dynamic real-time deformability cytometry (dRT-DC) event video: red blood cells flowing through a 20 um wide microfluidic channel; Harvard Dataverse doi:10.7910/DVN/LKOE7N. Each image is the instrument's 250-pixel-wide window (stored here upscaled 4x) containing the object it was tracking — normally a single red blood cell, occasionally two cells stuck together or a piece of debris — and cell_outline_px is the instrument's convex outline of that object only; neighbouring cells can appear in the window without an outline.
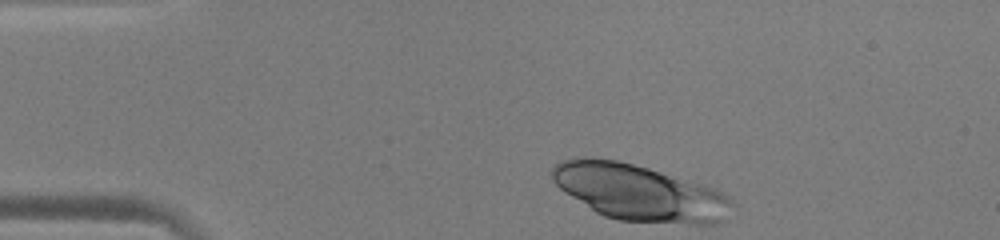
{"species": "human", "species_latin": "Homo sapiens", "temperature_condition": "warm", "stored_images_in_passage": 40, "camera_frame_rate_fps": 3000, "um_per_image_px": 0.085, "donor": {"sex": "male"}, "frame": {"image": 1, "passage_image": 1, "time_ms": 0.0, "image_size_px": [1000, 240], "cell_outline_px": [[736, 204], [716, 224], [692, 224], [620, 220], [604, 216], [596, 212], [564, 192], [552, 180], [552, 168], [556, 164], [564, 160], [580, 156], [592, 156], [616, 160], [648, 168], [716, 188], [728, 196]], "centroid_in_image_um": [54.33, 16.35], "position_along_channel_um": 30.7, "area_um2": 58.72}}
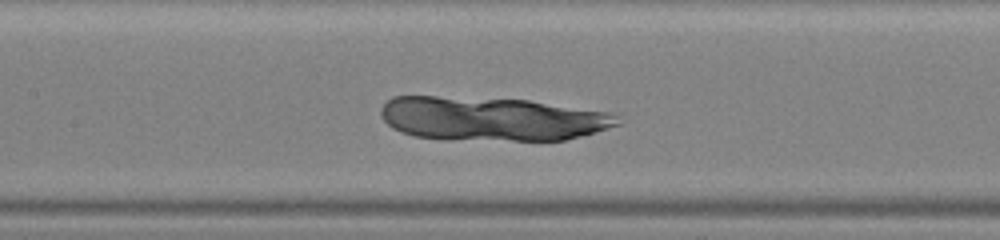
{"frame": {"image": 2, "passage_image": 16, "time_ms": 5.0, "image_size_px": [1000, 240], "cell_outline_px": [[620, 124], [608, 128], [564, 140], [440, 140], [412, 136], [400, 132], [392, 128], [380, 116], [380, 108], [392, 96], [436, 96], [528, 100], [616, 112], [620, 116]], "centroid_in_image_um": [41.8, 10.1], "position_along_channel_um": 165.6, "area_um2": 61.38}}
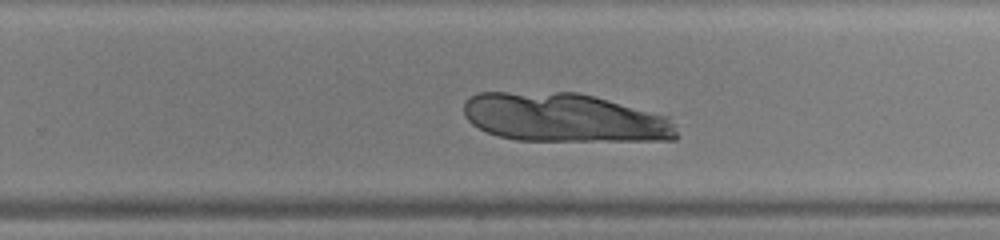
{"frame": {"image": 3, "passage_image": 25, "time_ms": 8.0, "image_size_px": [1000, 240], "cell_outline_px": [[680, 136], [676, 140], [516, 140], [484, 132], [472, 124], [464, 116], [464, 104], [468, 96], [476, 92], [580, 92], [668, 116]], "centroid_in_image_um": [47.93, 9.99], "position_along_channel_um": 281.9, "area_um2": 60.81}}